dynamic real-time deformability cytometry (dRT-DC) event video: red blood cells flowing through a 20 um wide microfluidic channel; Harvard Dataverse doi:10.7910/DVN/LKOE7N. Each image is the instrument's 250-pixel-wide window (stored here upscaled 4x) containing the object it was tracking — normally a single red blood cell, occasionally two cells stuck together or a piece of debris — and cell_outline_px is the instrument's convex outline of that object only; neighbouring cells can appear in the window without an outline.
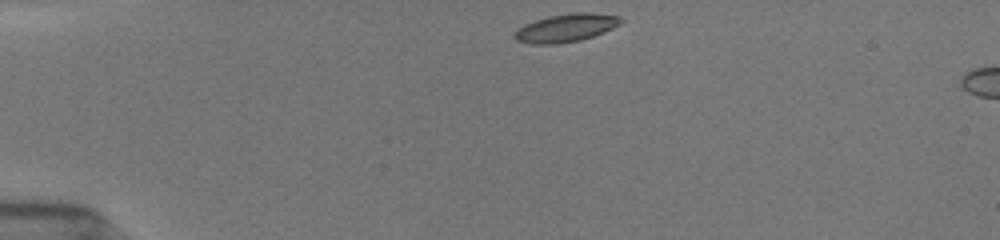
{"species": "common noctule bat (a hibernating species)", "species_latin": "Nyctalus noctula", "temperature_condition": "room temperature", "stored_images_in_passage": 4, "camera_frame_rate_fps": 3000, "um_per_image_px": 0.085, "animal": {"sex": "female", "body_mass_g": 19.5, "forearm_length_mm": 54.1}, "frame": {"image": 1, "passage_image": 1, "time_ms": 0.0, "image_size_px": [1000, 240], "cell_outline_px": [[624, 20], [620, 24], [604, 32], [580, 40], [560, 44], [532, 44], [516, 40], [512, 36], [512, 32], [524, 24], [548, 16], [572, 12], [588, 12], [620, 16]], "centroid_in_image_um": [48.08, 2.37], "position_along_channel_um": 36.9, "area_um2": 17.57}}